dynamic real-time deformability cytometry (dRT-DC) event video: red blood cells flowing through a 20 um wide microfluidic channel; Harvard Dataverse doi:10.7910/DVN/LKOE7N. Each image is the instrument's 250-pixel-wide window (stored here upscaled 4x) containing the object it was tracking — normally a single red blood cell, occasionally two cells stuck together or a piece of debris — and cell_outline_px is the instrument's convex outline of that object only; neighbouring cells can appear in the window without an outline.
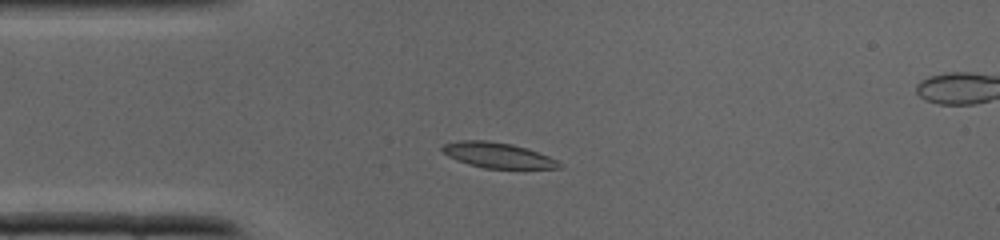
{"species": "common noctule bat (a hibernating species)", "species_latin": "Nyctalus noctula", "temperature_condition": "cold", "stored_images_in_passage": 30, "segment_of_instrument_passage": [1, 2], "camera_frame_rate_fps": 3000, "um_per_image_px": 0.085, "animal": {"sex": "male", "body_mass_g": 19.0, "forearm_length_mm": 50.8}, "frame": {"image": 1, "passage_image": 1, "time_ms": 0.0, "image_size_px": [1000, 240], "cell_outline_px": [[564, 164], [560, 168], [484, 168], [468, 164], [456, 160], [448, 156], [440, 148], [444, 144], [460, 140], [488, 140], [512, 144], [528, 148], [560, 160]], "centroid_in_image_um": [42.35, 13.19], "position_along_channel_um": 42.6, "area_um2": 17.46}}
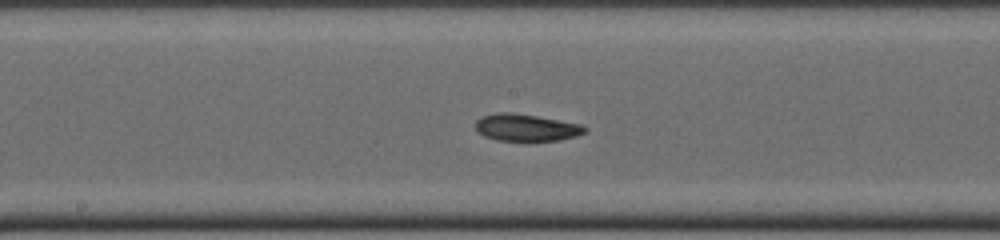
{"frame": {"image": 2, "passage_image": 11, "time_ms": 3.333, "image_size_px": [1000, 240], "cell_outline_px": [[588, 128], [584, 132], [576, 136], [560, 140], [496, 140], [484, 136], [476, 128], [476, 120], [480, 116], [496, 112], [508, 112], [536, 116], [580, 124]], "centroid_in_image_um": [44.7, 10.83], "position_along_channel_um": 203.5, "area_um2": 16.99}}
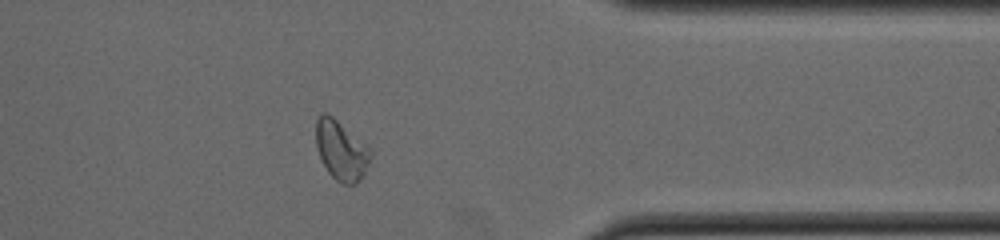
{"frame": {"image": 3, "passage_image": 22, "time_ms": 7.0, "image_size_px": [1000, 240], "cell_outline_px": [[372, 156], [364, 176], [356, 184], [340, 184], [328, 172], [316, 148], [316, 120], [324, 112], [332, 116], [368, 144], [372, 148]], "centroid_in_image_um": [29.05, 12.8], "position_along_channel_um": 382.4, "area_um2": 19.25}}